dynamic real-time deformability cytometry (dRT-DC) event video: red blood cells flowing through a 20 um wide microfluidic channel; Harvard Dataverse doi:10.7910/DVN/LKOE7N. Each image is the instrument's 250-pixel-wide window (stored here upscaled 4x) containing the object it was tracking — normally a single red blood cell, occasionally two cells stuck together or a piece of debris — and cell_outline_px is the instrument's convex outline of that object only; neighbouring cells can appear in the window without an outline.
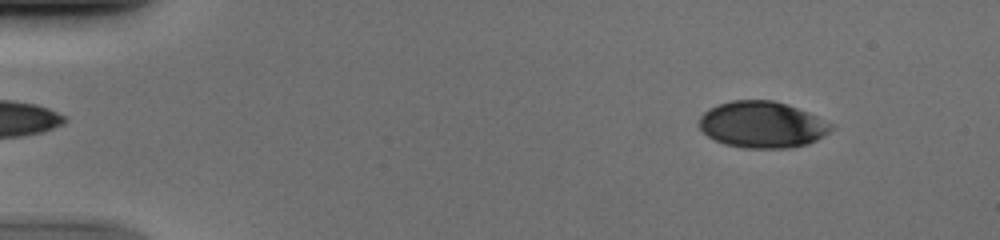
{"species": "human", "species_latin": "Homo sapiens", "temperature_condition": "cold", "stored_images_in_passage": 52, "camera_frame_rate_fps": 3000, "um_per_image_px": 0.085, "donor": {"sex": "male"}, "frame": {"image": 1, "passage_image": 6, "time_ms": 1.667, "image_size_px": [1000, 240], "cell_outline_px": [[836, 128], [816, 140], [808, 144], [788, 148], [744, 148], [724, 144], [708, 136], [700, 128], [700, 116], [708, 108], [732, 100], [772, 100], [788, 104], [808, 112], [832, 124]], "centroid_in_image_um": [64.8, 10.59], "position_along_channel_um": 20.2, "area_um2": 35.72}}
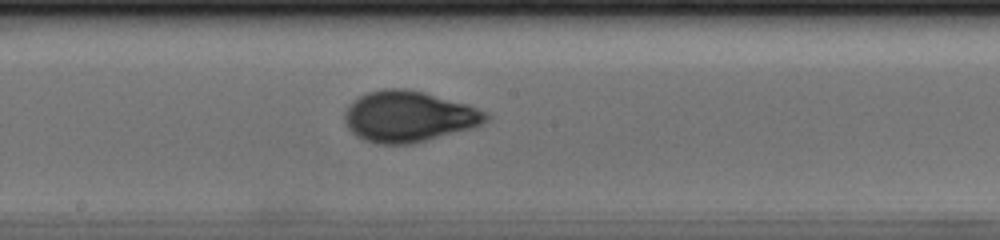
{"frame": {"image": 2, "passage_image": 29, "time_ms": 9.333, "image_size_px": [1000, 240], "cell_outline_px": [[492, 116], [488, 120], [472, 128], [412, 144], [376, 144], [364, 140], [356, 136], [348, 128], [344, 120], [344, 112], [348, 104], [352, 100], [368, 92], [384, 88], [404, 88], [424, 92], [468, 104], [488, 112]], "centroid_in_image_um": [34.73, 9.9], "position_along_channel_um": 213.5, "area_um2": 42.31}}
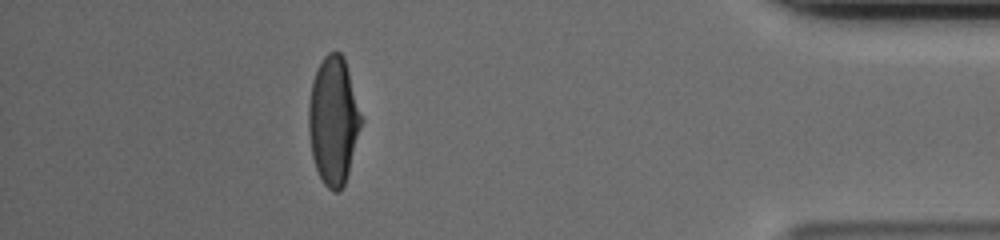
{"frame": {"image": 3, "passage_image": 47, "time_ms": 15.333, "image_size_px": [1000, 240], "cell_outline_px": [[364, 120], [348, 172], [344, 184], [340, 192], [332, 192], [324, 184], [316, 168], [312, 156], [308, 132], [308, 104], [312, 80], [316, 68], [324, 56], [328, 52], [340, 52], [344, 56]], "centroid_in_image_um": [28.34, 10.23], "position_along_channel_um": 406.9, "area_um2": 39.71}}